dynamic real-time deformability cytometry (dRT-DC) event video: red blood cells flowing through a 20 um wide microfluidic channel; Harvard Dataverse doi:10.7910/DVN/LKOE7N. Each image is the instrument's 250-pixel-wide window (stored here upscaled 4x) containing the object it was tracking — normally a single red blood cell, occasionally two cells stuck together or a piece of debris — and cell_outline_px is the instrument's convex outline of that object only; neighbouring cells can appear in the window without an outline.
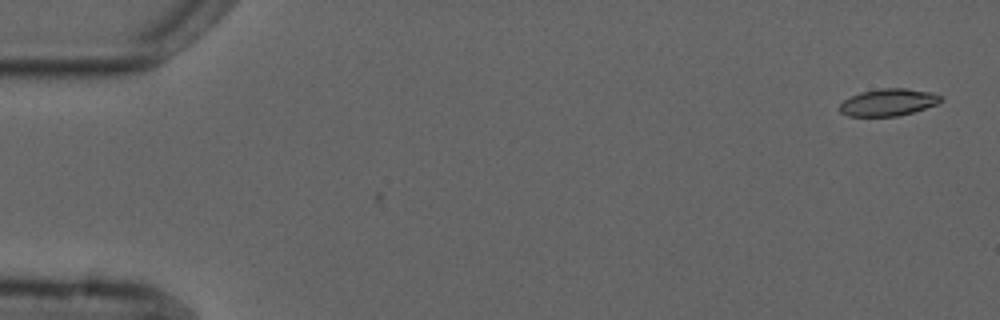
{"species": "common noctule bat (a hibernating species)", "species_latin": "Nyctalus noctula", "temperature_condition": "cold", "stored_images_in_passage": 2, "camera_frame_rate_fps": 3000, "um_per_image_px": 0.085, "animal": {"sex": "male", "forearm_length_mm": 52.5}, "frame": {"image": 1, "passage_image": 2, "time_ms": 1.333, "image_size_px": [1000, 320], "cell_outline_px": [[944, 100], [936, 104], [900, 116], [848, 116], [840, 112], [836, 108], [844, 100], [860, 92], [884, 88], [904, 88], [932, 92], [940, 96]], "centroid_in_image_um": [75.47, 8.7], "position_along_channel_um": 9.5, "area_um2": 15.95}}